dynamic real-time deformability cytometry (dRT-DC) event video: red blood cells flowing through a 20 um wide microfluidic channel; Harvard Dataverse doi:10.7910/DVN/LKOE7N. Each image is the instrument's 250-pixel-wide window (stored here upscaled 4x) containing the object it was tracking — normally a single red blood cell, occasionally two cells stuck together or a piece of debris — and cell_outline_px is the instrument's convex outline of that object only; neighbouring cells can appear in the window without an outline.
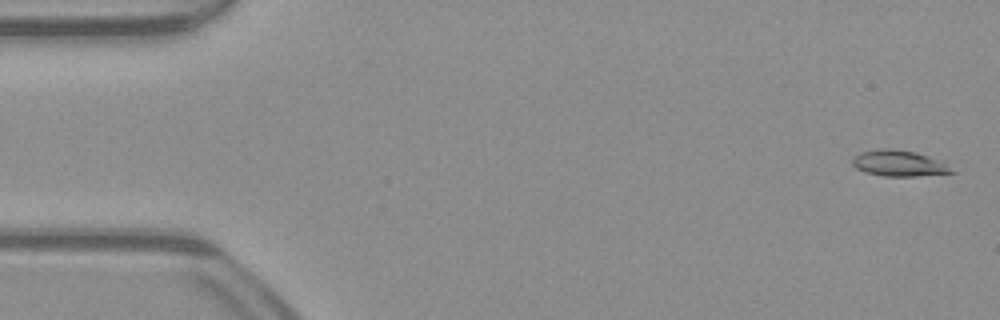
{"species": "common noctule bat (a hibernating species)", "species_latin": "Nyctalus noctula", "temperature_condition": "warm", "stored_images_in_passage": 52, "camera_frame_rate_fps": 3000, "um_per_image_px": 0.085, "animal": {"sex": "male", "body_mass_g": 23.1, "forearm_length_mm": 52.7}, "frame": {"image": 1, "passage_image": 2, "time_ms": 0.333, "image_size_px": [1000, 320], "cell_outline_px": [[956, 172], [916, 176], [884, 176], [864, 172], [856, 168], [852, 164], [852, 160], [860, 152], [916, 152], [928, 156], [944, 164]], "centroid_in_image_um": [76.41, 13.95], "position_along_channel_um": 8.6, "area_um2": 13.81}}
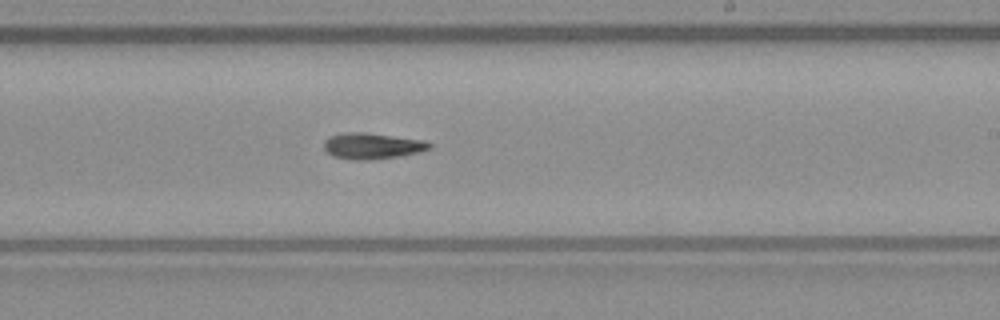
{"frame": {"image": 2, "passage_image": 31, "time_ms": 10.0, "image_size_px": [1000, 320], "cell_outline_px": [[432, 148], [420, 152], [400, 156], [368, 160], [352, 160], [332, 156], [324, 148], [324, 140], [328, 136], [344, 132], [364, 132], [424, 140], [432, 144]], "centroid_in_image_um": [31.63, 12.4], "position_along_channel_um": 257.4, "area_um2": 16.18}}
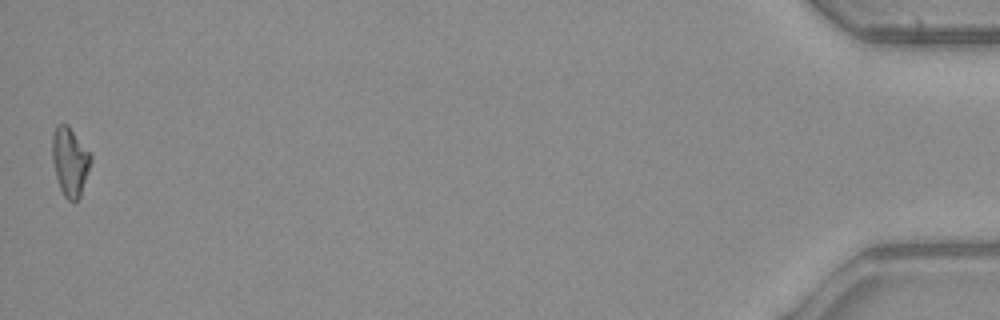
{"frame": {"image": 3, "passage_image": 52, "time_ms": 17.0, "image_size_px": [1000, 320], "cell_outline_px": [[92, 160], [80, 196], [76, 200], [68, 200], [64, 196], [60, 188], [56, 176], [52, 160], [52, 136], [56, 124], [68, 124], [92, 156]], "centroid_in_image_um": [5.94, 13.7], "position_along_channel_um": 429.3, "area_um2": 15.32}}